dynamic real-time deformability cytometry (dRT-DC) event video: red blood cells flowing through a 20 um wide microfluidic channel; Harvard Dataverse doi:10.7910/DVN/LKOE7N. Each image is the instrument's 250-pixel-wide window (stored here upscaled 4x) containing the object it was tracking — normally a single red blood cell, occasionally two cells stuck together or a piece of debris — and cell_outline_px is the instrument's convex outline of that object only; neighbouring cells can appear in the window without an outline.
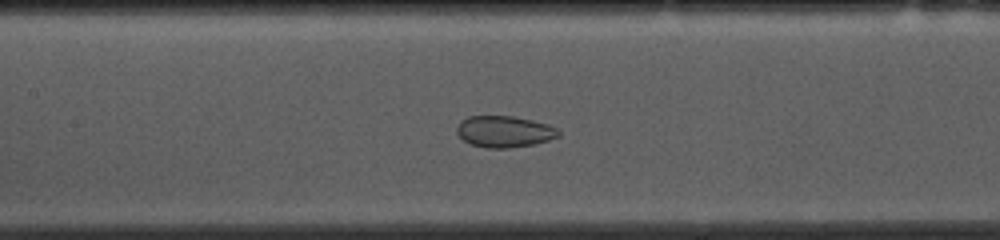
{"species": "common noctule bat (a hibernating species)", "species_latin": "Nyctalus noctula", "temperature_condition": "cold", "stored_images_in_passage": 53, "camera_frame_rate_fps": 3000, "um_per_image_px": 0.085, "animal": {"sex": "female", "body_mass_g": 10.0, "forearm_length_mm": 53.1}, "frame": {"image": 1, "passage_image": 23, "time_ms": 7.333, "image_size_px": [1000, 240], "cell_outline_px": [[560, 136], [548, 140], [532, 144], [508, 148], [488, 148], [472, 144], [464, 140], [456, 132], [456, 128], [460, 120], [468, 116], [512, 116], [532, 120], [548, 124], [556, 128], [560, 132]], "centroid_in_image_um": [42.86, 11.17], "position_along_channel_um": 164.5, "area_um2": 18.55}}
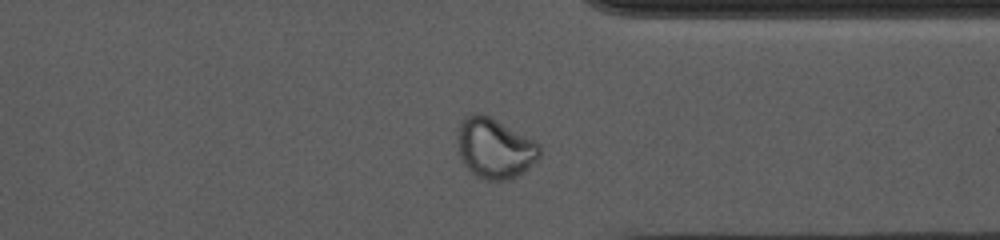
{"frame": {"image": 2, "passage_image": 40, "time_ms": 13.0, "image_size_px": [1000, 240], "cell_outline_px": [[540, 156], [532, 164], [516, 176], [504, 180], [488, 180], [476, 176], [464, 164], [460, 156], [456, 136], [460, 120], [468, 116], [480, 112], [536, 140], [540, 144]], "centroid_in_image_um": [42.04, 12.58], "position_along_channel_um": 369.4, "area_um2": 28.67}}
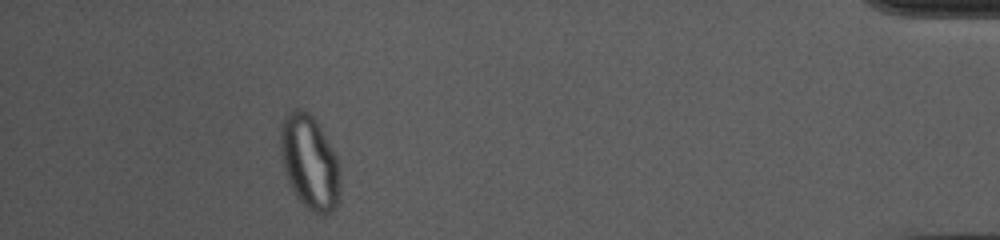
{"frame": {"image": 3, "passage_image": 48, "time_ms": 15.667, "image_size_px": [1000, 240], "cell_outline_px": [[340, 196], [336, 208], [332, 212], [324, 216], [312, 212], [296, 196], [288, 180], [284, 168], [280, 148], [280, 128], [288, 112], [296, 108], [300, 108], [308, 112], [316, 120], [340, 160]], "centroid_in_image_um": [26.36, 13.8], "position_along_channel_um": 408.8, "area_um2": 33.12}}